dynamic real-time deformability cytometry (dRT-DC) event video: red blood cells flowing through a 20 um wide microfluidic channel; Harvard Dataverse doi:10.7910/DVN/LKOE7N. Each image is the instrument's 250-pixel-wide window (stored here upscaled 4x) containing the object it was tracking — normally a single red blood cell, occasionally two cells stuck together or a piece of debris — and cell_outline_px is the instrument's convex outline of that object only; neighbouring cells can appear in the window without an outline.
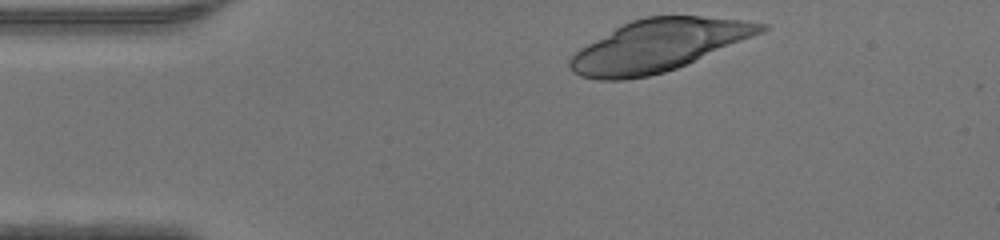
{"species": "human", "species_latin": "Homo sapiens", "temperature_condition": "warm", "stored_images_in_passage": 40, "camera_frame_rate_fps": 3000, "um_per_image_px": 0.085, "donor": {"sex": "male"}, "frame": {"image": 1, "passage_image": 1, "time_ms": 0.0, "image_size_px": [1000, 240], "cell_outline_px": [[752, 32], [744, 36], [684, 64], [660, 72], [644, 76], [584, 76], [576, 72], [572, 68], [572, 60], [584, 48], [620, 28], [636, 20], [652, 16], [692, 16], [720, 20]], "centroid_in_image_um": [55.64, 3.89], "position_along_channel_um": 29.4, "area_um2": 49.53}}